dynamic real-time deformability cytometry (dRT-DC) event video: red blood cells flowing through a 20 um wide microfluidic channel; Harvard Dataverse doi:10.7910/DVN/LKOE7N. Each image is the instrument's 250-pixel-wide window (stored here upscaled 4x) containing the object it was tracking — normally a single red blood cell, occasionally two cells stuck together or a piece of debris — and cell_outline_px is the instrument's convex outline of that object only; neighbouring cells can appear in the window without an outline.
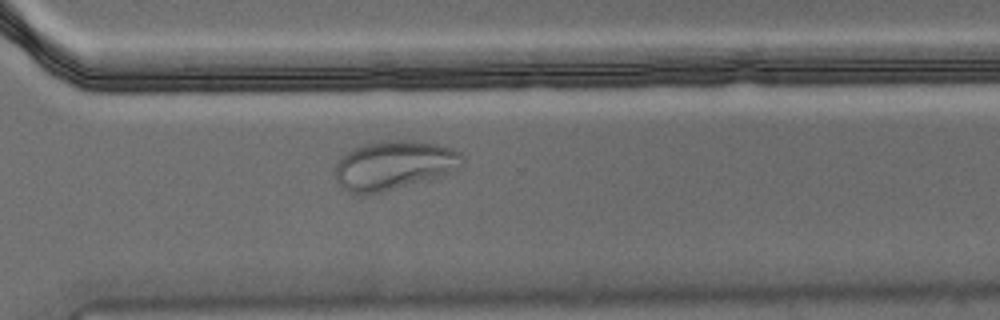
{"species": "Egyptian fruit bat (a non-hibernating species)", "species_latin": "Rousettus aegyptiacus", "temperature_condition": "warm", "stored_images_in_passage": 56, "camera_frame_rate_fps": 3000, "um_per_image_px": 0.085, "animal": {"sex": "male"}, "frame": {"image": 1, "passage_image": 40, "time_ms": 13.0, "image_size_px": [1000, 320], "cell_outline_px": [[464, 164], [460, 168], [452, 172], [368, 196], [360, 196], [348, 192], [340, 188], [336, 180], [336, 164], [352, 148], [364, 144], [392, 140], [404, 140], [436, 144], [452, 148], [460, 152], [464, 160]], "centroid_in_image_um": [33.46, 14.07], "position_along_channel_um": 337.1, "area_um2": 36.3}}